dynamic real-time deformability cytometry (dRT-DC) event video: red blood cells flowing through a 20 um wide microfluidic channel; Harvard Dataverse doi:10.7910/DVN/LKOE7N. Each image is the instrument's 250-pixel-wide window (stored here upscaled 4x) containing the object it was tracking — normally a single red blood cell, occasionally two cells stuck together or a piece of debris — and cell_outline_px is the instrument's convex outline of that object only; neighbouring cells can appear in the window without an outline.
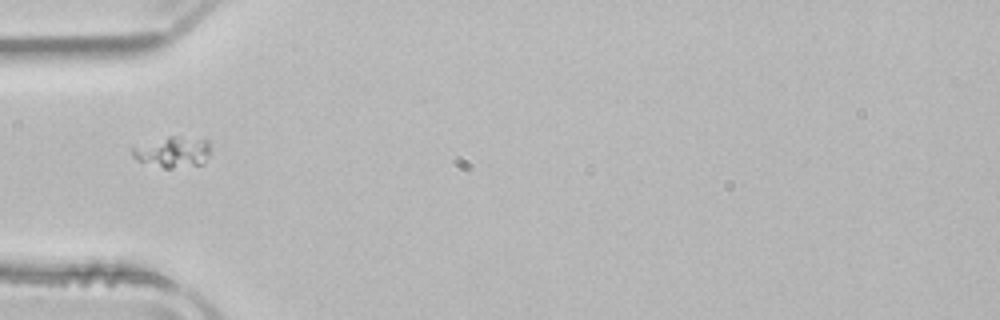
{"species": "common noctule bat (a hibernating species)", "species_latin": "Nyctalus noctula", "temperature_condition": "room temperature", "stored_images_in_passage": 36, "camera_frame_rate_fps": 3000, "um_per_image_px": 0.085, "animal": {"sex": "male", "body_mass_g": 21.5, "forearm_length_mm": 52.0}, "frame": {"image": 1, "passage_image": 1, "time_ms": 0.0, "image_size_px": [1000, 320], "cell_outline_px": [[208, 156], [200, 164], [172, 168], [164, 168], [136, 160], [132, 156], [132, 148], [168, 136], [180, 136], [208, 140]], "centroid_in_image_um": [14.67, 12.92], "position_along_channel_um": 70.3, "area_um2": 13.64}}
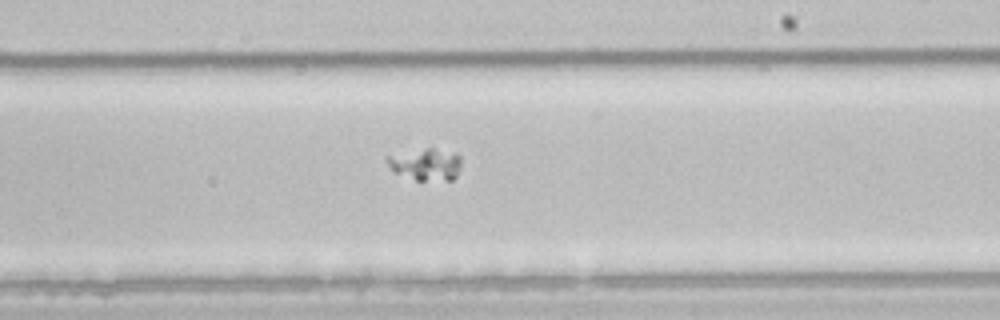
{"frame": {"image": 2, "passage_image": 15, "time_ms": 4.667, "image_size_px": [1000, 320], "cell_outline_px": [[460, 168], [456, 176], [452, 180], [416, 180], [392, 172], [388, 168], [384, 160], [384, 156], [424, 148], [432, 148], [456, 152], [460, 156]], "centroid_in_image_um": [36.14, 13.96], "position_along_channel_um": 252.9, "area_um2": 14.16}}
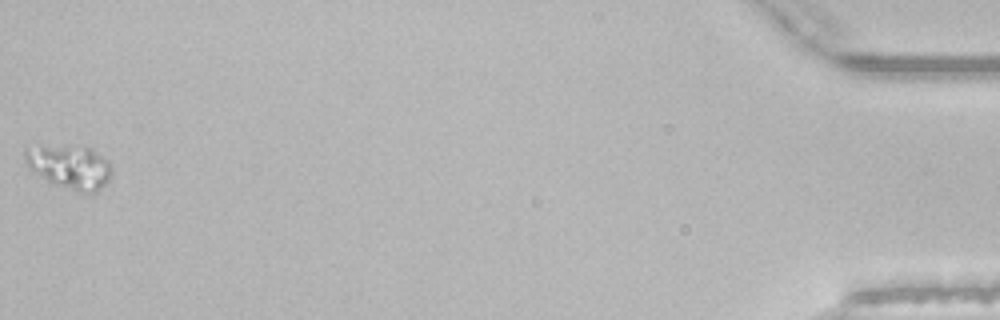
{"frame": {"image": 3, "passage_image": 36, "time_ms": 11.667, "image_size_px": [1000, 320], "cell_outline_px": [[112, 172], [108, 180], [100, 192], [92, 196], [84, 196], [56, 184], [48, 180], [36, 172], [28, 164], [24, 156], [24, 148], [40, 144], [84, 144], [108, 160], [112, 164]], "centroid_in_image_um": [5.99, 14.17], "position_along_channel_um": 429.2, "area_um2": 23.24}}